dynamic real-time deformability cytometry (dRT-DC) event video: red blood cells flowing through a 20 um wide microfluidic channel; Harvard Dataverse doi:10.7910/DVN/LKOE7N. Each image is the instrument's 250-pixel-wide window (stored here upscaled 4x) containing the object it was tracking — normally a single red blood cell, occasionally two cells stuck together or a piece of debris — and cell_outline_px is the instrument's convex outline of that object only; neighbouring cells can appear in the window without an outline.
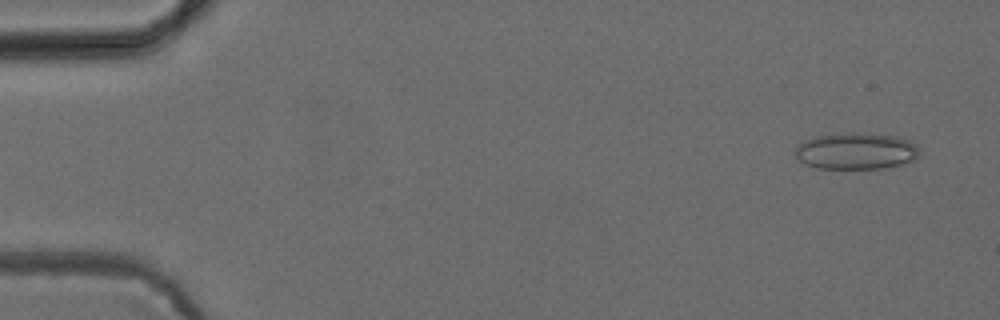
{"species": "common noctule bat (a hibernating species)", "species_latin": "Nyctalus noctula", "temperature_condition": "cold", "stored_images_in_passage": 51, "camera_frame_rate_fps": 3000, "um_per_image_px": 0.085, "animal": {"sex": "female", "body_mass_g": 24.6, "forearm_length_mm": 56.2}, "frame": {"image": 1, "passage_image": 3, "time_ms": 0.667, "image_size_px": [1000, 320], "cell_outline_px": [[916, 156], [912, 160], [900, 164], [880, 168], [816, 168], [804, 164], [796, 156], [796, 148], [804, 140], [816, 136], [852, 132], [868, 132], [892, 136], [908, 140], [916, 148]], "centroid_in_image_um": [72.69, 12.83], "position_along_channel_um": 12.3, "area_um2": 26.01}}
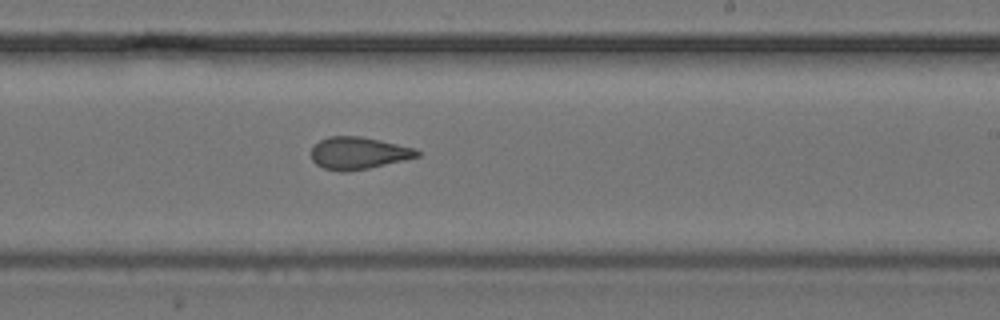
{"frame": {"image": 2, "passage_image": 31, "time_ms": 10.0, "image_size_px": [1000, 320], "cell_outline_px": [[420, 156], [368, 168], [344, 172], [340, 172], [324, 168], [316, 164], [312, 160], [312, 148], [320, 140], [328, 136], [360, 136], [380, 140], [416, 148], [420, 152]], "centroid_in_image_um": [30.46, 13.01], "position_along_channel_um": 258.5, "area_um2": 19.77}}
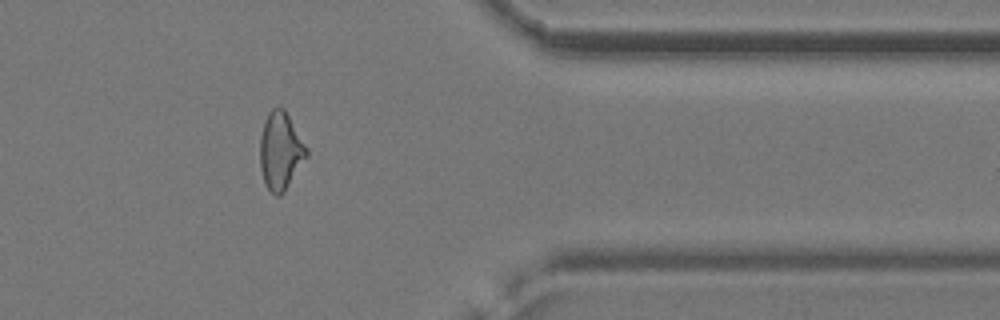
{"frame": {"image": 3, "passage_image": 42, "time_ms": 13.667, "image_size_px": [1000, 320], "cell_outline_px": [[308, 156], [284, 192], [280, 196], [276, 196], [264, 184], [260, 168], [260, 136], [264, 120], [268, 112], [272, 108], [284, 108], [308, 148]], "centroid_in_image_um": [23.84, 12.83], "position_along_channel_um": 387.6, "area_um2": 21.21}}